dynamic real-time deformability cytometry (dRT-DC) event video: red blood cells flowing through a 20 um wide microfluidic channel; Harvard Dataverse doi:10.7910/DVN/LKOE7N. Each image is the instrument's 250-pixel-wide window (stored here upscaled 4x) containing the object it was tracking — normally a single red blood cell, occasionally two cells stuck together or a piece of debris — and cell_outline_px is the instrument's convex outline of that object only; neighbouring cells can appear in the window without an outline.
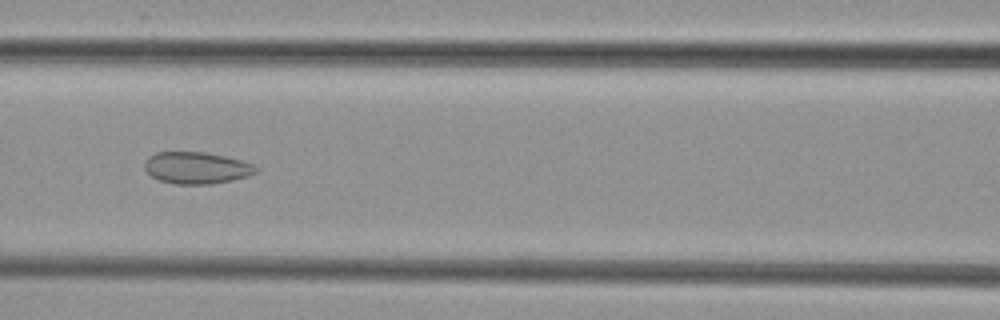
{"species": "common noctule bat (a hibernating species)", "species_latin": "Nyctalus noctula", "temperature_condition": "cold", "stored_images_in_passage": 8, "camera_frame_rate_fps": 3000, "um_per_image_px": 0.085, "animal": {"sex": "female", "body_mass_g": 29.2, "forearm_length_mm": 56.3}, "frame": {"image": 1, "passage_image": 5, "time_ms": 5.0, "image_size_px": [1000, 320], "cell_outline_px": [[260, 168], [256, 172], [248, 176], [232, 180], [212, 184], [176, 184], [160, 180], [152, 176], [144, 168], [144, 160], [148, 156], [156, 152], [204, 152], [224, 156], [240, 160], [252, 164]], "centroid_in_image_um": [16.69, 14.26], "position_along_channel_um": 149.9, "area_um2": 20.63}}
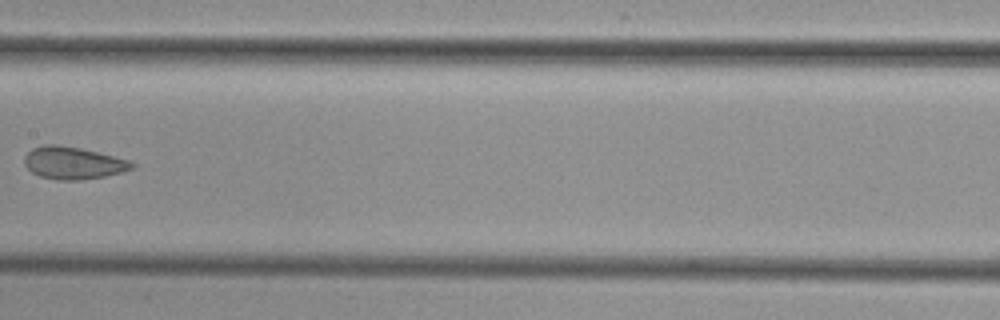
{"frame": {"image": 2, "passage_image": 6, "time_ms": 6.333, "image_size_px": [1000, 320], "cell_outline_px": [[136, 168], [104, 176], [80, 180], [56, 180], [40, 176], [32, 172], [24, 164], [24, 156], [32, 148], [44, 144], [56, 144], [80, 148], [128, 160], [136, 164]], "centroid_in_image_um": [6.19, 13.85], "position_along_channel_um": 201.2, "area_um2": 20.17}}
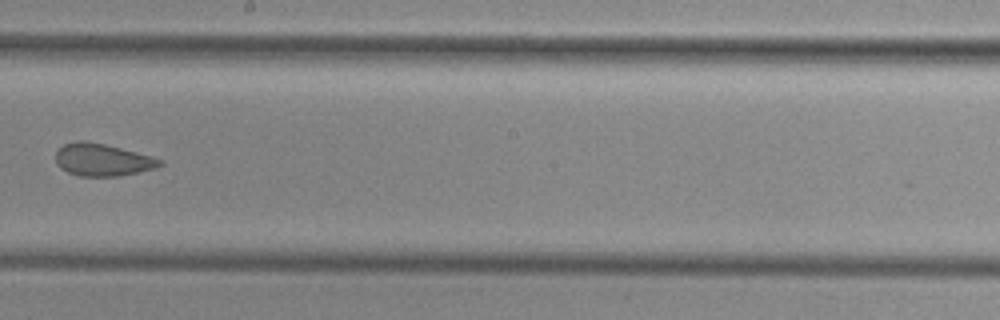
{"frame": {"image": 3, "passage_image": 7, "time_ms": 7.333, "image_size_px": [1000, 320], "cell_outline_px": [[164, 164], [156, 168], [120, 176], [80, 176], [68, 172], [60, 168], [56, 164], [56, 152], [64, 144], [76, 140], [84, 140], [104, 144], [152, 156], [164, 160]], "centroid_in_image_um": [8.72, 13.58], "position_along_channel_um": 239.5, "area_um2": 19.71}}